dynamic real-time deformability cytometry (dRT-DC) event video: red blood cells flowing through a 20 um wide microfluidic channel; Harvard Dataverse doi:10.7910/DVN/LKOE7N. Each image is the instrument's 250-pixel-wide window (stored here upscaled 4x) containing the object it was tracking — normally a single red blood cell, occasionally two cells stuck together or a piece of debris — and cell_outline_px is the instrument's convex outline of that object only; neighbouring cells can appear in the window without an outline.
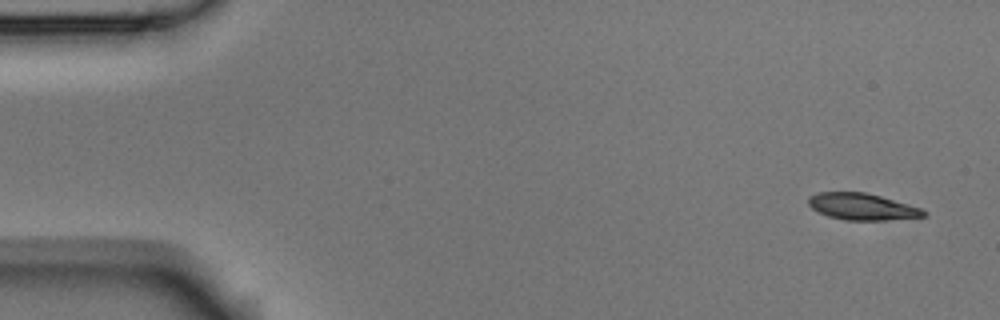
{"species": "Egyptian fruit bat (a non-hibernating species)", "species_latin": "Rousettus aegyptiacus", "temperature_condition": "room temperature", "stored_images_in_passage": 5, "camera_frame_rate_fps": 3000, "um_per_image_px": 0.085, "animal": {"sex": "male"}, "frame": {"image": 1, "passage_image": 1, "time_ms": 0.0, "image_size_px": [1000, 320], "cell_outline_px": [[928, 216], [884, 220], [844, 220], [828, 216], [812, 208], [808, 204], [808, 196], [816, 192], [864, 192], [880, 196], [920, 208], [928, 212]], "centroid_in_image_um": [73.26, 17.56], "position_along_channel_um": 11.7, "area_um2": 17.8}}
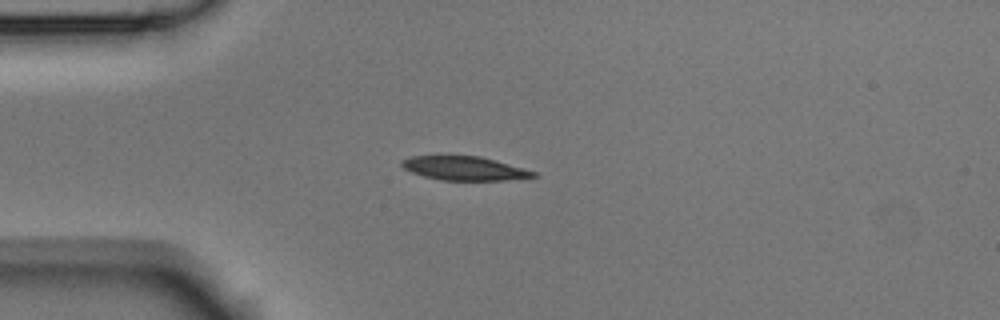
{"frame": {"image": 2, "passage_image": 4, "time_ms": 1.0, "image_size_px": [1000, 320], "cell_outline_px": [[540, 176], [504, 180], [440, 180], [424, 176], [412, 172], [404, 168], [400, 164], [400, 160], [412, 156], [480, 156], [524, 168], [536, 172]], "centroid_in_image_um": [39.47, 14.31], "position_along_channel_um": 45.5, "area_um2": 18.21}}